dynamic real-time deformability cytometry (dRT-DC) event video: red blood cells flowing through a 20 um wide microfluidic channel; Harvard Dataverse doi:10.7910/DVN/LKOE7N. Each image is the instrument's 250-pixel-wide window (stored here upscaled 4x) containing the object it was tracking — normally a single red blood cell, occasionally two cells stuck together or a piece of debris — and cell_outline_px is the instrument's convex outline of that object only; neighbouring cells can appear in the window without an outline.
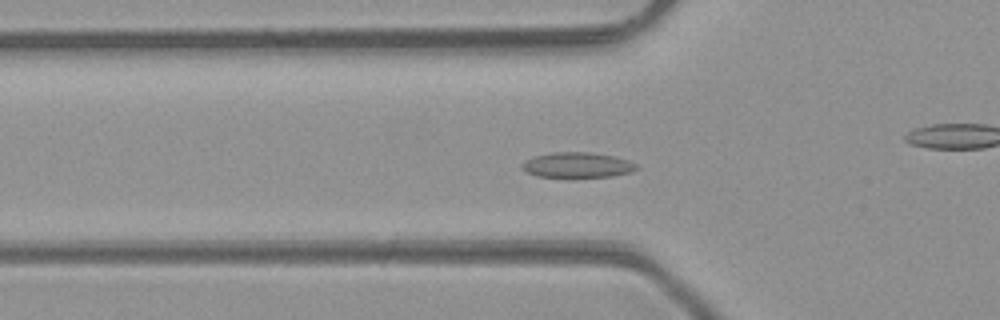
{"species": "common noctule bat (a hibernating species)", "species_latin": "Nyctalus noctula", "temperature_condition": "room temperature", "stored_images_in_passage": 48, "camera_frame_rate_fps": 3000, "um_per_image_px": 0.085, "animal": {"sex": "male", "body_mass_g": 23.1, "forearm_length_mm": 52.7}, "frame": {"image": 1, "passage_image": 15, "time_ms": 4.667, "image_size_px": [1000, 320], "cell_outline_px": [[640, 168], [632, 172], [612, 176], [572, 180], [568, 180], [536, 176], [520, 168], [520, 164], [524, 160], [532, 156], [552, 152], [592, 152], [616, 156], [628, 160], [636, 164]], "centroid_in_image_um": [49.04, 14.07], "position_along_channel_um": 76.8, "area_um2": 18.09}}
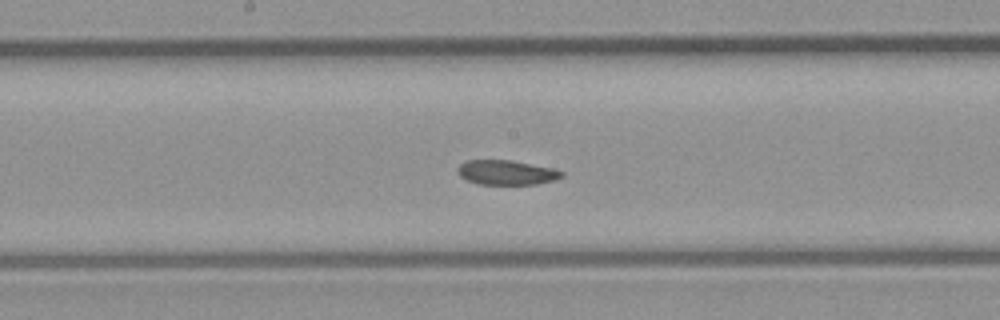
{"frame": {"image": 2, "passage_image": 24, "time_ms": 7.667, "image_size_px": [1000, 320], "cell_outline_px": [[564, 176], [556, 180], [536, 184], [480, 184], [468, 180], [460, 176], [456, 172], [456, 168], [464, 160], [512, 160], [552, 168], [564, 172]], "centroid_in_image_um": [43.04, 14.65], "position_along_channel_um": 205.2, "area_um2": 15.03}}
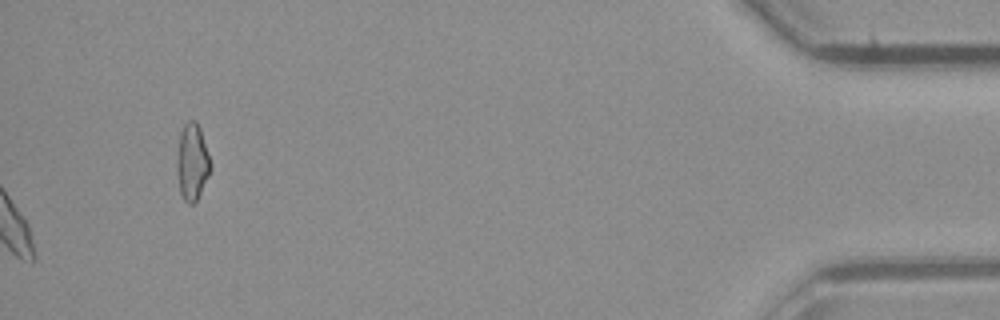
{"frame": {"image": 3, "passage_image": 48, "time_ms": 15.667, "image_size_px": [1000, 320], "cell_outline_px": [[212, 164], [208, 176], [196, 200], [192, 204], [188, 204], [184, 200], [180, 192], [176, 168], [176, 160], [180, 132], [184, 124], [188, 120], [196, 120], [200, 128]], "centroid_in_image_um": [16.32, 13.74], "position_along_channel_um": 418.9, "area_um2": 15.03}}